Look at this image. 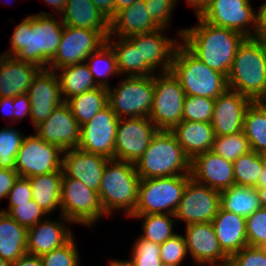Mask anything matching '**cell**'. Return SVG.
Returning a JSON list of instances; mask_svg holds the SVG:
<instances>
[{"mask_svg": "<svg viewBox=\"0 0 266 266\" xmlns=\"http://www.w3.org/2000/svg\"><path fill=\"white\" fill-rule=\"evenodd\" d=\"M64 24L50 12H40L22 19L10 37L8 56L47 69L57 52ZM47 65V66H46Z\"/></svg>", "mask_w": 266, "mask_h": 266, "instance_id": "cell-1", "label": "cell"}, {"mask_svg": "<svg viewBox=\"0 0 266 266\" xmlns=\"http://www.w3.org/2000/svg\"><path fill=\"white\" fill-rule=\"evenodd\" d=\"M197 19L198 25L178 30L182 44L209 68L228 76L237 49L246 37L239 32L210 24L198 15Z\"/></svg>", "mask_w": 266, "mask_h": 266, "instance_id": "cell-2", "label": "cell"}, {"mask_svg": "<svg viewBox=\"0 0 266 266\" xmlns=\"http://www.w3.org/2000/svg\"><path fill=\"white\" fill-rule=\"evenodd\" d=\"M228 88L253 102L266 101V49L258 37L239 45L227 76Z\"/></svg>", "mask_w": 266, "mask_h": 266, "instance_id": "cell-3", "label": "cell"}, {"mask_svg": "<svg viewBox=\"0 0 266 266\" xmlns=\"http://www.w3.org/2000/svg\"><path fill=\"white\" fill-rule=\"evenodd\" d=\"M140 177L130 162L110 159L103 171L99 197L107 217L124 210L130 216L136 209Z\"/></svg>", "mask_w": 266, "mask_h": 266, "instance_id": "cell-4", "label": "cell"}, {"mask_svg": "<svg viewBox=\"0 0 266 266\" xmlns=\"http://www.w3.org/2000/svg\"><path fill=\"white\" fill-rule=\"evenodd\" d=\"M191 159L171 131L159 130L134 164L140 179L190 174Z\"/></svg>", "mask_w": 266, "mask_h": 266, "instance_id": "cell-5", "label": "cell"}, {"mask_svg": "<svg viewBox=\"0 0 266 266\" xmlns=\"http://www.w3.org/2000/svg\"><path fill=\"white\" fill-rule=\"evenodd\" d=\"M170 71L185 95L215 99L228 89L227 76L209 68L182 43L175 50Z\"/></svg>", "mask_w": 266, "mask_h": 266, "instance_id": "cell-6", "label": "cell"}, {"mask_svg": "<svg viewBox=\"0 0 266 266\" xmlns=\"http://www.w3.org/2000/svg\"><path fill=\"white\" fill-rule=\"evenodd\" d=\"M190 174L140 179L136 209L131 215L175 214Z\"/></svg>", "mask_w": 266, "mask_h": 266, "instance_id": "cell-7", "label": "cell"}, {"mask_svg": "<svg viewBox=\"0 0 266 266\" xmlns=\"http://www.w3.org/2000/svg\"><path fill=\"white\" fill-rule=\"evenodd\" d=\"M108 105L118 118L148 117L153 105L154 75L125 76L107 88Z\"/></svg>", "mask_w": 266, "mask_h": 266, "instance_id": "cell-8", "label": "cell"}, {"mask_svg": "<svg viewBox=\"0 0 266 266\" xmlns=\"http://www.w3.org/2000/svg\"><path fill=\"white\" fill-rule=\"evenodd\" d=\"M185 92L171 71L154 74L149 119L158 130L171 131L182 121Z\"/></svg>", "mask_w": 266, "mask_h": 266, "instance_id": "cell-9", "label": "cell"}, {"mask_svg": "<svg viewBox=\"0 0 266 266\" xmlns=\"http://www.w3.org/2000/svg\"><path fill=\"white\" fill-rule=\"evenodd\" d=\"M61 215L73 224L92 227L98 220L106 217L99 193L91 190L79 180L63 173L61 183Z\"/></svg>", "mask_w": 266, "mask_h": 266, "instance_id": "cell-10", "label": "cell"}, {"mask_svg": "<svg viewBox=\"0 0 266 266\" xmlns=\"http://www.w3.org/2000/svg\"><path fill=\"white\" fill-rule=\"evenodd\" d=\"M254 10L250 0H211L198 16L210 24L251 38L257 37V13Z\"/></svg>", "mask_w": 266, "mask_h": 266, "instance_id": "cell-11", "label": "cell"}, {"mask_svg": "<svg viewBox=\"0 0 266 266\" xmlns=\"http://www.w3.org/2000/svg\"><path fill=\"white\" fill-rule=\"evenodd\" d=\"M63 152L37 134L26 135L15 159V171L28 178L62 170Z\"/></svg>", "mask_w": 266, "mask_h": 266, "instance_id": "cell-12", "label": "cell"}, {"mask_svg": "<svg viewBox=\"0 0 266 266\" xmlns=\"http://www.w3.org/2000/svg\"><path fill=\"white\" fill-rule=\"evenodd\" d=\"M106 37L97 30L64 25L61 41L47 69H57L83 63L85 59L106 43Z\"/></svg>", "mask_w": 266, "mask_h": 266, "instance_id": "cell-13", "label": "cell"}, {"mask_svg": "<svg viewBox=\"0 0 266 266\" xmlns=\"http://www.w3.org/2000/svg\"><path fill=\"white\" fill-rule=\"evenodd\" d=\"M158 131L149 117L119 118L115 159L135 164Z\"/></svg>", "mask_w": 266, "mask_h": 266, "instance_id": "cell-14", "label": "cell"}, {"mask_svg": "<svg viewBox=\"0 0 266 266\" xmlns=\"http://www.w3.org/2000/svg\"><path fill=\"white\" fill-rule=\"evenodd\" d=\"M166 28H160L149 33L136 34L128 38L139 48L141 54V76H152L158 73L169 72L173 56L179 41L166 36ZM164 34V35H163ZM160 66V67H159Z\"/></svg>", "mask_w": 266, "mask_h": 266, "instance_id": "cell-15", "label": "cell"}, {"mask_svg": "<svg viewBox=\"0 0 266 266\" xmlns=\"http://www.w3.org/2000/svg\"><path fill=\"white\" fill-rule=\"evenodd\" d=\"M220 204L219 191L190 178L174 214L175 219L184 221L185 226L212 222L221 207Z\"/></svg>", "mask_w": 266, "mask_h": 266, "instance_id": "cell-16", "label": "cell"}, {"mask_svg": "<svg viewBox=\"0 0 266 266\" xmlns=\"http://www.w3.org/2000/svg\"><path fill=\"white\" fill-rule=\"evenodd\" d=\"M119 118L107 105L89 122L80 127V141L77 148L115 159V138Z\"/></svg>", "mask_w": 266, "mask_h": 266, "instance_id": "cell-17", "label": "cell"}, {"mask_svg": "<svg viewBox=\"0 0 266 266\" xmlns=\"http://www.w3.org/2000/svg\"><path fill=\"white\" fill-rule=\"evenodd\" d=\"M58 72L49 69H41L33 78L28 89V97L31 103L30 119L33 127L46 120L63 100Z\"/></svg>", "mask_w": 266, "mask_h": 266, "instance_id": "cell-18", "label": "cell"}, {"mask_svg": "<svg viewBox=\"0 0 266 266\" xmlns=\"http://www.w3.org/2000/svg\"><path fill=\"white\" fill-rule=\"evenodd\" d=\"M35 130L43 141L63 151L77 148L80 141V126L65 102L55 108Z\"/></svg>", "mask_w": 266, "mask_h": 266, "instance_id": "cell-19", "label": "cell"}, {"mask_svg": "<svg viewBox=\"0 0 266 266\" xmlns=\"http://www.w3.org/2000/svg\"><path fill=\"white\" fill-rule=\"evenodd\" d=\"M252 102L248 97L229 88L217 96L211 121L215 136L242 132L245 113Z\"/></svg>", "mask_w": 266, "mask_h": 266, "instance_id": "cell-20", "label": "cell"}, {"mask_svg": "<svg viewBox=\"0 0 266 266\" xmlns=\"http://www.w3.org/2000/svg\"><path fill=\"white\" fill-rule=\"evenodd\" d=\"M191 178L219 192L235 185L233 162L212 150L199 153L190 162Z\"/></svg>", "mask_w": 266, "mask_h": 266, "instance_id": "cell-21", "label": "cell"}, {"mask_svg": "<svg viewBox=\"0 0 266 266\" xmlns=\"http://www.w3.org/2000/svg\"><path fill=\"white\" fill-rule=\"evenodd\" d=\"M187 252L197 264H229V257L219 246L212 222L185 226Z\"/></svg>", "mask_w": 266, "mask_h": 266, "instance_id": "cell-22", "label": "cell"}, {"mask_svg": "<svg viewBox=\"0 0 266 266\" xmlns=\"http://www.w3.org/2000/svg\"><path fill=\"white\" fill-rule=\"evenodd\" d=\"M62 156V170L67 177L81 181L91 190L99 191L103 171L110 159L79 148L64 151Z\"/></svg>", "mask_w": 266, "mask_h": 266, "instance_id": "cell-23", "label": "cell"}, {"mask_svg": "<svg viewBox=\"0 0 266 266\" xmlns=\"http://www.w3.org/2000/svg\"><path fill=\"white\" fill-rule=\"evenodd\" d=\"M60 221L46 220L39 221L36 225L28 229L27 253L42 256L57 249L67 243L73 232L67 227L72 222L60 214Z\"/></svg>", "mask_w": 266, "mask_h": 266, "instance_id": "cell-24", "label": "cell"}, {"mask_svg": "<svg viewBox=\"0 0 266 266\" xmlns=\"http://www.w3.org/2000/svg\"><path fill=\"white\" fill-rule=\"evenodd\" d=\"M245 225V217L223 210L221 207L212 220L219 246L229 258L248 246Z\"/></svg>", "mask_w": 266, "mask_h": 266, "instance_id": "cell-25", "label": "cell"}, {"mask_svg": "<svg viewBox=\"0 0 266 266\" xmlns=\"http://www.w3.org/2000/svg\"><path fill=\"white\" fill-rule=\"evenodd\" d=\"M161 27L151 18L146 10L144 0H138L131 6L116 13L110 21L109 36L128 38L136 34L149 33Z\"/></svg>", "mask_w": 266, "mask_h": 266, "instance_id": "cell-26", "label": "cell"}, {"mask_svg": "<svg viewBox=\"0 0 266 266\" xmlns=\"http://www.w3.org/2000/svg\"><path fill=\"white\" fill-rule=\"evenodd\" d=\"M41 69L36 64L8 56L0 68V97L27 93L33 78Z\"/></svg>", "mask_w": 266, "mask_h": 266, "instance_id": "cell-27", "label": "cell"}, {"mask_svg": "<svg viewBox=\"0 0 266 266\" xmlns=\"http://www.w3.org/2000/svg\"><path fill=\"white\" fill-rule=\"evenodd\" d=\"M60 15L66 26L97 30L106 38L109 36L110 22L91 0H67Z\"/></svg>", "mask_w": 266, "mask_h": 266, "instance_id": "cell-28", "label": "cell"}, {"mask_svg": "<svg viewBox=\"0 0 266 266\" xmlns=\"http://www.w3.org/2000/svg\"><path fill=\"white\" fill-rule=\"evenodd\" d=\"M171 132L190 159L199 153L210 151L215 138L211 123L181 121Z\"/></svg>", "mask_w": 266, "mask_h": 266, "instance_id": "cell-29", "label": "cell"}, {"mask_svg": "<svg viewBox=\"0 0 266 266\" xmlns=\"http://www.w3.org/2000/svg\"><path fill=\"white\" fill-rule=\"evenodd\" d=\"M28 229L18 224L7 213L0 211V257L16 262L27 253Z\"/></svg>", "mask_w": 266, "mask_h": 266, "instance_id": "cell-30", "label": "cell"}, {"mask_svg": "<svg viewBox=\"0 0 266 266\" xmlns=\"http://www.w3.org/2000/svg\"><path fill=\"white\" fill-rule=\"evenodd\" d=\"M63 170L28 177L35 203L48 215L57 208L61 214V183Z\"/></svg>", "mask_w": 266, "mask_h": 266, "instance_id": "cell-31", "label": "cell"}, {"mask_svg": "<svg viewBox=\"0 0 266 266\" xmlns=\"http://www.w3.org/2000/svg\"><path fill=\"white\" fill-rule=\"evenodd\" d=\"M57 71H61L57 77L64 101L98 87L85 62L62 67Z\"/></svg>", "mask_w": 266, "mask_h": 266, "instance_id": "cell-32", "label": "cell"}, {"mask_svg": "<svg viewBox=\"0 0 266 266\" xmlns=\"http://www.w3.org/2000/svg\"><path fill=\"white\" fill-rule=\"evenodd\" d=\"M79 126L89 122L100 110L108 105V91L105 87H96L65 101Z\"/></svg>", "mask_w": 266, "mask_h": 266, "instance_id": "cell-33", "label": "cell"}, {"mask_svg": "<svg viewBox=\"0 0 266 266\" xmlns=\"http://www.w3.org/2000/svg\"><path fill=\"white\" fill-rule=\"evenodd\" d=\"M221 194V208L243 217L252 215L261 208L257 189L232 185L229 189L223 190Z\"/></svg>", "mask_w": 266, "mask_h": 266, "instance_id": "cell-34", "label": "cell"}, {"mask_svg": "<svg viewBox=\"0 0 266 266\" xmlns=\"http://www.w3.org/2000/svg\"><path fill=\"white\" fill-rule=\"evenodd\" d=\"M243 132L252 151L266 152V101L252 102L247 108Z\"/></svg>", "mask_w": 266, "mask_h": 266, "instance_id": "cell-35", "label": "cell"}, {"mask_svg": "<svg viewBox=\"0 0 266 266\" xmlns=\"http://www.w3.org/2000/svg\"><path fill=\"white\" fill-rule=\"evenodd\" d=\"M85 62H87L95 83L100 87L110 88L108 76L120 75L115 52L107 42L90 54Z\"/></svg>", "mask_w": 266, "mask_h": 266, "instance_id": "cell-36", "label": "cell"}, {"mask_svg": "<svg viewBox=\"0 0 266 266\" xmlns=\"http://www.w3.org/2000/svg\"><path fill=\"white\" fill-rule=\"evenodd\" d=\"M118 38V39H117ZM108 36L106 42L112 47L120 76H141V54L129 38ZM118 40V41H117Z\"/></svg>", "mask_w": 266, "mask_h": 266, "instance_id": "cell-37", "label": "cell"}, {"mask_svg": "<svg viewBox=\"0 0 266 266\" xmlns=\"http://www.w3.org/2000/svg\"><path fill=\"white\" fill-rule=\"evenodd\" d=\"M132 219H143L142 230L143 235L140 237L145 240L161 245L166 240L174 236L173 231L175 218L174 214H146V215H130Z\"/></svg>", "mask_w": 266, "mask_h": 266, "instance_id": "cell-38", "label": "cell"}, {"mask_svg": "<svg viewBox=\"0 0 266 266\" xmlns=\"http://www.w3.org/2000/svg\"><path fill=\"white\" fill-rule=\"evenodd\" d=\"M235 185L254 187L258 185V178L263 169L261 155L255 151L239 156L234 162Z\"/></svg>", "mask_w": 266, "mask_h": 266, "instance_id": "cell-39", "label": "cell"}, {"mask_svg": "<svg viewBox=\"0 0 266 266\" xmlns=\"http://www.w3.org/2000/svg\"><path fill=\"white\" fill-rule=\"evenodd\" d=\"M211 150L224 159L234 162L239 156L249 153L251 147L242 131L232 135L215 136Z\"/></svg>", "mask_w": 266, "mask_h": 266, "instance_id": "cell-40", "label": "cell"}, {"mask_svg": "<svg viewBox=\"0 0 266 266\" xmlns=\"http://www.w3.org/2000/svg\"><path fill=\"white\" fill-rule=\"evenodd\" d=\"M10 127L9 124L0 130V168L15 170V159L25 135Z\"/></svg>", "mask_w": 266, "mask_h": 266, "instance_id": "cell-41", "label": "cell"}, {"mask_svg": "<svg viewBox=\"0 0 266 266\" xmlns=\"http://www.w3.org/2000/svg\"><path fill=\"white\" fill-rule=\"evenodd\" d=\"M215 99L186 95L182 121L211 123Z\"/></svg>", "mask_w": 266, "mask_h": 266, "instance_id": "cell-42", "label": "cell"}, {"mask_svg": "<svg viewBox=\"0 0 266 266\" xmlns=\"http://www.w3.org/2000/svg\"><path fill=\"white\" fill-rule=\"evenodd\" d=\"M74 236L63 246L40 256L43 266H79L80 256Z\"/></svg>", "mask_w": 266, "mask_h": 266, "instance_id": "cell-43", "label": "cell"}, {"mask_svg": "<svg viewBox=\"0 0 266 266\" xmlns=\"http://www.w3.org/2000/svg\"><path fill=\"white\" fill-rule=\"evenodd\" d=\"M0 211L7 213L26 229L33 227L47 215L33 199L29 202L16 203V207H8L7 210Z\"/></svg>", "mask_w": 266, "mask_h": 266, "instance_id": "cell-44", "label": "cell"}, {"mask_svg": "<svg viewBox=\"0 0 266 266\" xmlns=\"http://www.w3.org/2000/svg\"><path fill=\"white\" fill-rule=\"evenodd\" d=\"M139 238V239H138ZM131 248V261L134 266H160V245L138 237Z\"/></svg>", "mask_w": 266, "mask_h": 266, "instance_id": "cell-45", "label": "cell"}, {"mask_svg": "<svg viewBox=\"0 0 266 266\" xmlns=\"http://www.w3.org/2000/svg\"><path fill=\"white\" fill-rule=\"evenodd\" d=\"M248 246L261 247L266 241V209L259 208L246 217Z\"/></svg>", "mask_w": 266, "mask_h": 266, "instance_id": "cell-46", "label": "cell"}, {"mask_svg": "<svg viewBox=\"0 0 266 266\" xmlns=\"http://www.w3.org/2000/svg\"><path fill=\"white\" fill-rule=\"evenodd\" d=\"M188 255L185 237L176 233L160 245V258L162 262L182 265Z\"/></svg>", "mask_w": 266, "mask_h": 266, "instance_id": "cell-47", "label": "cell"}, {"mask_svg": "<svg viewBox=\"0 0 266 266\" xmlns=\"http://www.w3.org/2000/svg\"><path fill=\"white\" fill-rule=\"evenodd\" d=\"M178 0H144L151 18L161 27L167 28Z\"/></svg>", "mask_w": 266, "mask_h": 266, "instance_id": "cell-48", "label": "cell"}, {"mask_svg": "<svg viewBox=\"0 0 266 266\" xmlns=\"http://www.w3.org/2000/svg\"><path fill=\"white\" fill-rule=\"evenodd\" d=\"M229 266H266V251L246 246L229 258Z\"/></svg>", "mask_w": 266, "mask_h": 266, "instance_id": "cell-49", "label": "cell"}, {"mask_svg": "<svg viewBox=\"0 0 266 266\" xmlns=\"http://www.w3.org/2000/svg\"><path fill=\"white\" fill-rule=\"evenodd\" d=\"M8 207H16V203L29 202L33 199L31 185L28 178L18 177L8 193Z\"/></svg>", "mask_w": 266, "mask_h": 266, "instance_id": "cell-50", "label": "cell"}, {"mask_svg": "<svg viewBox=\"0 0 266 266\" xmlns=\"http://www.w3.org/2000/svg\"><path fill=\"white\" fill-rule=\"evenodd\" d=\"M13 107L15 120V123L13 122V124H17V122L22 121L26 116H30L31 103L29 101L28 94L25 93L15 96Z\"/></svg>", "mask_w": 266, "mask_h": 266, "instance_id": "cell-51", "label": "cell"}, {"mask_svg": "<svg viewBox=\"0 0 266 266\" xmlns=\"http://www.w3.org/2000/svg\"><path fill=\"white\" fill-rule=\"evenodd\" d=\"M19 174L14 169L0 168V199L7 198Z\"/></svg>", "mask_w": 266, "mask_h": 266, "instance_id": "cell-52", "label": "cell"}, {"mask_svg": "<svg viewBox=\"0 0 266 266\" xmlns=\"http://www.w3.org/2000/svg\"><path fill=\"white\" fill-rule=\"evenodd\" d=\"M91 1L109 22L116 16L114 0H91Z\"/></svg>", "mask_w": 266, "mask_h": 266, "instance_id": "cell-53", "label": "cell"}, {"mask_svg": "<svg viewBox=\"0 0 266 266\" xmlns=\"http://www.w3.org/2000/svg\"><path fill=\"white\" fill-rule=\"evenodd\" d=\"M11 266H43L40 256L26 253L21 256L16 262L11 263Z\"/></svg>", "mask_w": 266, "mask_h": 266, "instance_id": "cell-54", "label": "cell"}, {"mask_svg": "<svg viewBox=\"0 0 266 266\" xmlns=\"http://www.w3.org/2000/svg\"><path fill=\"white\" fill-rule=\"evenodd\" d=\"M257 13V34H266V1L259 8Z\"/></svg>", "mask_w": 266, "mask_h": 266, "instance_id": "cell-55", "label": "cell"}, {"mask_svg": "<svg viewBox=\"0 0 266 266\" xmlns=\"http://www.w3.org/2000/svg\"><path fill=\"white\" fill-rule=\"evenodd\" d=\"M14 97H0V111L6 114L4 117L9 116L11 119H14ZM2 109V110H1Z\"/></svg>", "mask_w": 266, "mask_h": 266, "instance_id": "cell-56", "label": "cell"}, {"mask_svg": "<svg viewBox=\"0 0 266 266\" xmlns=\"http://www.w3.org/2000/svg\"><path fill=\"white\" fill-rule=\"evenodd\" d=\"M211 0H187L188 6L194 8L196 16L199 15Z\"/></svg>", "mask_w": 266, "mask_h": 266, "instance_id": "cell-57", "label": "cell"}, {"mask_svg": "<svg viewBox=\"0 0 266 266\" xmlns=\"http://www.w3.org/2000/svg\"><path fill=\"white\" fill-rule=\"evenodd\" d=\"M263 162V169L259 174L258 185L256 188L266 187V152L260 154Z\"/></svg>", "mask_w": 266, "mask_h": 266, "instance_id": "cell-58", "label": "cell"}, {"mask_svg": "<svg viewBox=\"0 0 266 266\" xmlns=\"http://www.w3.org/2000/svg\"><path fill=\"white\" fill-rule=\"evenodd\" d=\"M45 3H47L48 6H52L54 11H57L61 14L63 12V9L65 8V5L67 3V0H44ZM56 9V10H55Z\"/></svg>", "mask_w": 266, "mask_h": 266, "instance_id": "cell-59", "label": "cell"}, {"mask_svg": "<svg viewBox=\"0 0 266 266\" xmlns=\"http://www.w3.org/2000/svg\"><path fill=\"white\" fill-rule=\"evenodd\" d=\"M138 0H114L115 4V13L119 10L131 6L134 2Z\"/></svg>", "mask_w": 266, "mask_h": 266, "instance_id": "cell-60", "label": "cell"}, {"mask_svg": "<svg viewBox=\"0 0 266 266\" xmlns=\"http://www.w3.org/2000/svg\"><path fill=\"white\" fill-rule=\"evenodd\" d=\"M108 266H134V264L130 259H128V260L112 259L109 261Z\"/></svg>", "mask_w": 266, "mask_h": 266, "instance_id": "cell-61", "label": "cell"}, {"mask_svg": "<svg viewBox=\"0 0 266 266\" xmlns=\"http://www.w3.org/2000/svg\"><path fill=\"white\" fill-rule=\"evenodd\" d=\"M257 192H258V197L260 200V205L261 208H265L266 209V187H262V188H256Z\"/></svg>", "mask_w": 266, "mask_h": 266, "instance_id": "cell-62", "label": "cell"}, {"mask_svg": "<svg viewBox=\"0 0 266 266\" xmlns=\"http://www.w3.org/2000/svg\"><path fill=\"white\" fill-rule=\"evenodd\" d=\"M8 58V53L5 51L4 54H0V68L2 67L5 60Z\"/></svg>", "mask_w": 266, "mask_h": 266, "instance_id": "cell-63", "label": "cell"}, {"mask_svg": "<svg viewBox=\"0 0 266 266\" xmlns=\"http://www.w3.org/2000/svg\"><path fill=\"white\" fill-rule=\"evenodd\" d=\"M257 37L262 41L266 49V34H257Z\"/></svg>", "mask_w": 266, "mask_h": 266, "instance_id": "cell-64", "label": "cell"}, {"mask_svg": "<svg viewBox=\"0 0 266 266\" xmlns=\"http://www.w3.org/2000/svg\"><path fill=\"white\" fill-rule=\"evenodd\" d=\"M0 266H11V263L0 257Z\"/></svg>", "mask_w": 266, "mask_h": 266, "instance_id": "cell-65", "label": "cell"}, {"mask_svg": "<svg viewBox=\"0 0 266 266\" xmlns=\"http://www.w3.org/2000/svg\"><path fill=\"white\" fill-rule=\"evenodd\" d=\"M200 266H229V264H200Z\"/></svg>", "mask_w": 266, "mask_h": 266, "instance_id": "cell-66", "label": "cell"}, {"mask_svg": "<svg viewBox=\"0 0 266 266\" xmlns=\"http://www.w3.org/2000/svg\"><path fill=\"white\" fill-rule=\"evenodd\" d=\"M160 266H177V265L162 262Z\"/></svg>", "mask_w": 266, "mask_h": 266, "instance_id": "cell-67", "label": "cell"}, {"mask_svg": "<svg viewBox=\"0 0 266 266\" xmlns=\"http://www.w3.org/2000/svg\"><path fill=\"white\" fill-rule=\"evenodd\" d=\"M262 249H264L266 251V241L264 242V244L261 246Z\"/></svg>", "mask_w": 266, "mask_h": 266, "instance_id": "cell-68", "label": "cell"}]
</instances>
